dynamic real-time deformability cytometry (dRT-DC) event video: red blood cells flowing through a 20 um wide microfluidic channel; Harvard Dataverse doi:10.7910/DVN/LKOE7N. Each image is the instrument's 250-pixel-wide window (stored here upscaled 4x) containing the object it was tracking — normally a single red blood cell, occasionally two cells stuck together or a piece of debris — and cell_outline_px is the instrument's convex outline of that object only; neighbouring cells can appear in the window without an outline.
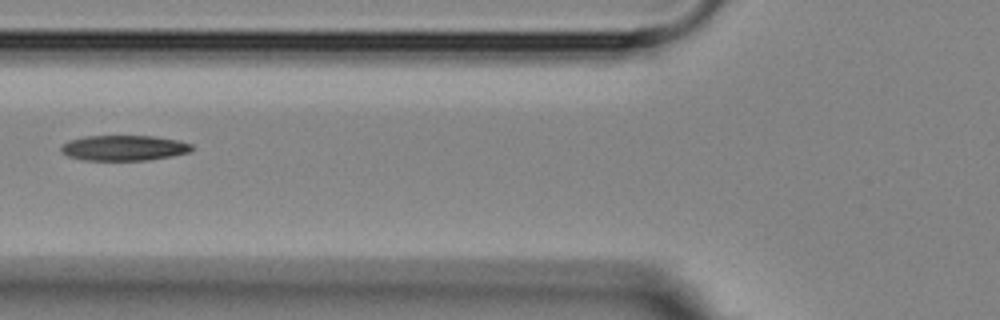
{"species": "Egyptian fruit bat (a non-hibernating species)", "species_latin": "Rousettus aegyptiacus", "temperature_condition": "room temperature", "stored_images_in_passage": 3, "camera_frame_rate_fps": 3000, "um_per_image_px": 0.085, "animal": {"sex": "female"}, "frame": {"image": 1, "passage_image": 3, "time_ms": 3.0, "image_size_px": [1000, 320], "cell_outline_px": [[192, 148], [188, 152], [172, 156], [148, 160], [84, 160], [68, 156], [60, 152], [60, 148], [68, 140], [84, 136], [156, 136], [180, 140], [192, 144]], "centroid_in_image_um": [10.52, 12.57], "position_along_channel_um": 115.3, "area_um2": 19.42}}